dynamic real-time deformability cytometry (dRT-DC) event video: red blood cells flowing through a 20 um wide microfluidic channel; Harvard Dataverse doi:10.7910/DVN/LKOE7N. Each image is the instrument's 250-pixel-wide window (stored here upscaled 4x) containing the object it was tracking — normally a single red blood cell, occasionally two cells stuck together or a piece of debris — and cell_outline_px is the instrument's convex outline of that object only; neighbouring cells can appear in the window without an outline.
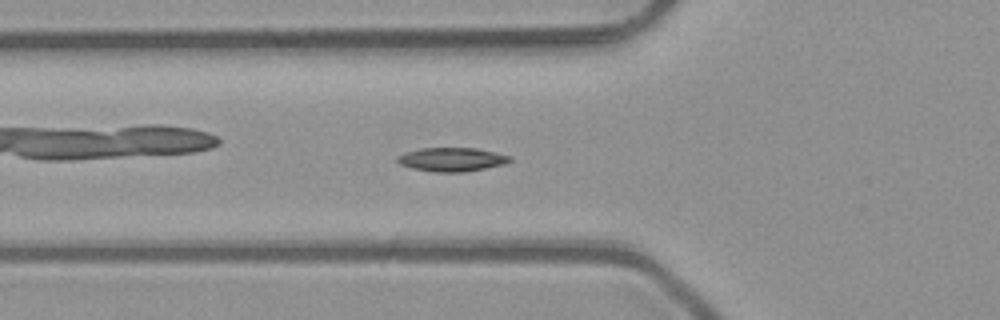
{"species": "common noctule bat (a hibernating species)", "species_latin": "Nyctalus noctula", "temperature_condition": "room temperature", "stored_images_in_passage": 51, "camera_frame_rate_fps": 3000, "um_per_image_px": 0.085, "animal": {"sex": "male", "body_mass_g": 23.1, "forearm_length_mm": 52.7}, "frame": {"image": 1, "passage_image": 18, "time_ms": 5.667, "image_size_px": [1000, 320], "cell_outline_px": [[512, 160], [504, 164], [464, 172], [432, 172], [412, 168], [400, 164], [396, 160], [396, 156], [404, 152], [420, 148], [476, 148], [496, 152], [512, 156]], "centroid_in_image_um": [38.38, 13.55], "position_along_channel_um": 87.4, "area_um2": 15.72}}
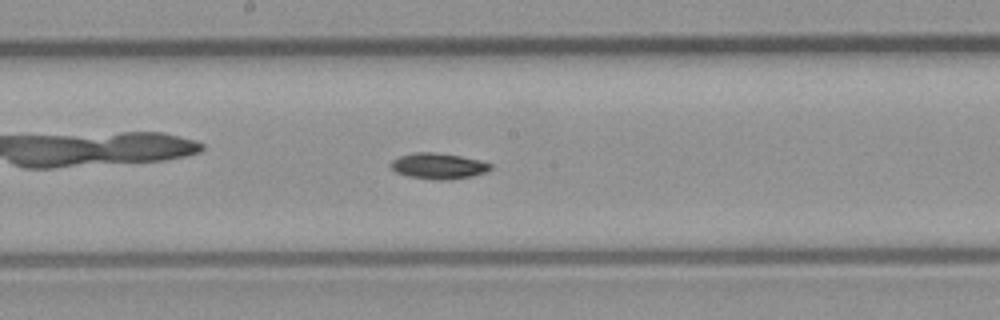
{"frame": {"image": 2, "passage_image": 27, "time_ms": 8.667, "image_size_px": [1000, 320], "cell_outline_px": [[492, 168], [484, 172], [472, 176], [448, 180], [432, 180], [408, 176], [396, 172], [388, 164], [392, 160], [400, 156], [416, 152], [432, 152], [460, 156], [492, 164]], "centroid_in_image_um": [37.22, 14.12], "position_along_channel_um": 211.0, "area_um2": 14.91}}
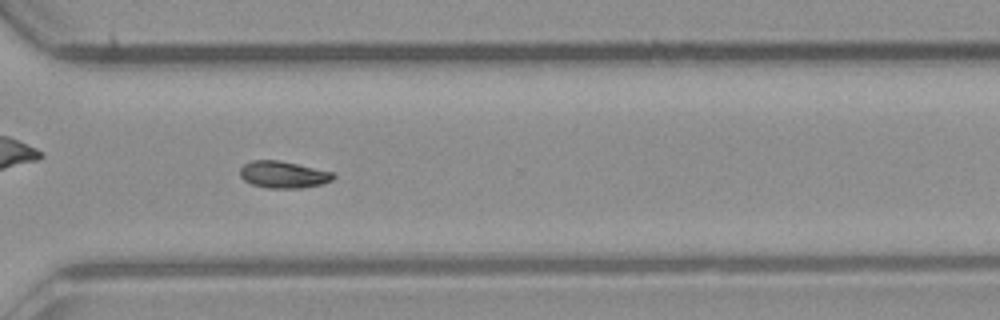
{"frame": {"image": 3, "passage_image": 37, "time_ms": 12.0, "image_size_px": [1000, 320], "cell_outline_px": [[336, 176], [332, 180], [320, 184], [300, 188], [268, 188], [252, 184], [244, 180], [240, 176], [240, 168], [244, 164], [252, 160], [276, 160], [296, 164], [332, 172]], "centroid_in_image_um": [24.05, 14.84], "position_along_channel_um": 346.6, "area_um2": 14.39}, "authors_computed_cell_mechanics": {"area_um2": 14.45, "velocity_mm_per_s": 4.0789, "shape_relaxation_time_tau1_ms": 4.5095, "shape_relaxation_time_tau2_ms": null, "deformation_change_tau1": 0.1002, "deformation_change_tau2": null}}